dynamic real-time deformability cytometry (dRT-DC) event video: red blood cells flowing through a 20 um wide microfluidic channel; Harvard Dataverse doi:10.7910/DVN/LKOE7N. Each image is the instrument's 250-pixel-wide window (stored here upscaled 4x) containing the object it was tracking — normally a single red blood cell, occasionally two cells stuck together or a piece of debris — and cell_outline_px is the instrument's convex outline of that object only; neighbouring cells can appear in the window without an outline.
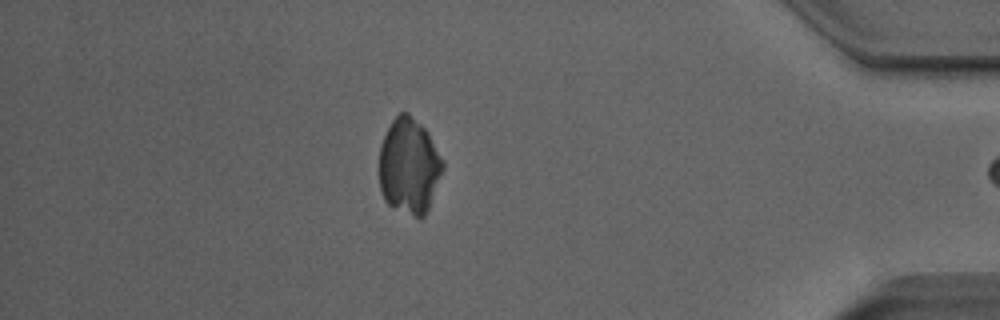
{"species": "Egyptian fruit bat (a non-hibernating species)", "species_latin": "Rousettus aegyptiacus", "temperature_condition": "room temperature", "stored_images_in_passage": 30, "camera_frame_rate_fps": 3000, "um_per_image_px": 0.085, "animal": {"sex": "male"}, "frame": {"image": 1, "passage_image": 29, "time_ms": 9.333, "image_size_px": [1000, 320], "cell_outline_px": [[444, 168], [428, 208], [424, 216], [416, 216], [392, 208], [384, 200], [380, 188], [380, 144], [392, 120], [400, 112], [408, 112], [428, 132], [444, 160]], "centroid_in_image_um": [34.77, 14.1], "position_along_channel_um": 400.4, "area_um2": 35.37}}